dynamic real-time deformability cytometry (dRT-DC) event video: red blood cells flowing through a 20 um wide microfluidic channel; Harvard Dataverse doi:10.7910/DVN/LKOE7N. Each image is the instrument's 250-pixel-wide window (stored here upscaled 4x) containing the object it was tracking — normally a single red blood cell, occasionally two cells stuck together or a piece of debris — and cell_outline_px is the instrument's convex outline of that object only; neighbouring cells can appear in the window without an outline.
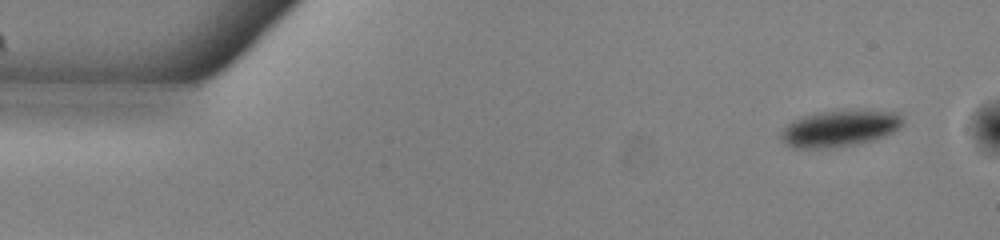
{"species": "common noctule bat (a hibernating species)", "species_latin": "Nyctalus noctula", "temperature_condition": "warm", "stored_images_in_passage": 51, "camera_frame_rate_fps": 3000, "um_per_image_px": 0.085, "animal": {"sex": "male", "body_mass_g": 13.0, "forearm_length_mm": 53.1}, "frame": {"image": 1, "passage_image": 1, "time_ms": 0.0, "image_size_px": [1000, 240], "cell_outline_px": [[900, 124], [892, 132], [884, 136], [872, 140], [852, 144], [828, 148], [792, 148], [784, 144], [780, 136], [780, 132], [788, 124], [804, 116], [820, 112], [840, 108], [864, 108], [896, 112], [900, 116]], "centroid_in_image_um": [71.34, 10.87], "position_along_channel_um": 13.7, "area_um2": 26.13}}
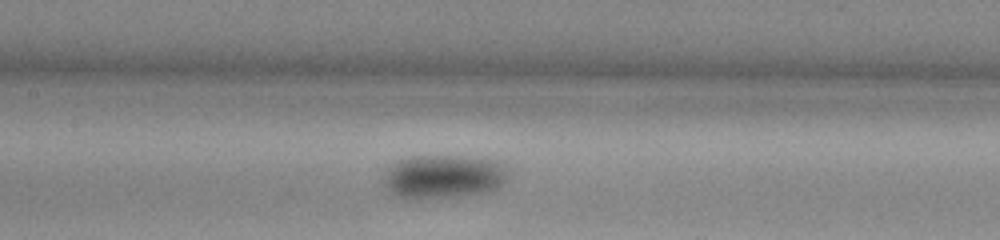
{"frame": {"image": 2, "passage_image": 22, "time_ms": 7.0, "image_size_px": [1000, 240], "cell_outline_px": [[508, 176], [496, 188], [484, 192], [452, 196], [416, 200], [404, 200], [396, 196], [380, 180], [384, 168], [396, 160], [408, 156], [480, 156], [496, 160], [508, 172]], "centroid_in_image_um": [37.57, 14.99], "position_along_channel_um": 169.8, "area_um2": 32.37}}
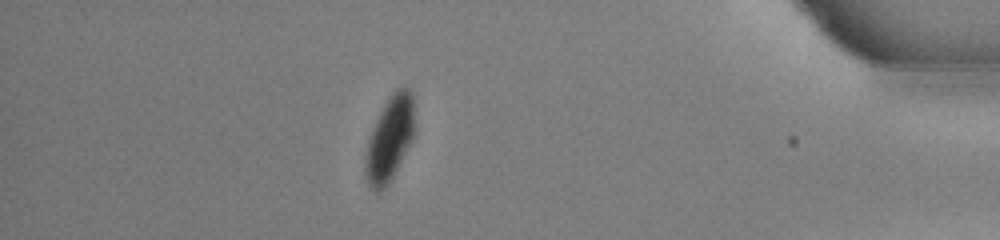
{"frame": {"image": 3, "passage_image": 44, "time_ms": 14.333, "image_size_px": [1000, 240], "cell_outline_px": [[412, 140], [388, 184], [384, 188], [376, 192], [372, 188], [364, 172], [364, 164], [368, 140], [372, 128], [384, 104], [392, 92], [396, 88], [404, 84], [412, 92]], "centroid_in_image_um": [33.09, 11.76], "position_along_channel_um": 402.1, "area_um2": 23.7}}